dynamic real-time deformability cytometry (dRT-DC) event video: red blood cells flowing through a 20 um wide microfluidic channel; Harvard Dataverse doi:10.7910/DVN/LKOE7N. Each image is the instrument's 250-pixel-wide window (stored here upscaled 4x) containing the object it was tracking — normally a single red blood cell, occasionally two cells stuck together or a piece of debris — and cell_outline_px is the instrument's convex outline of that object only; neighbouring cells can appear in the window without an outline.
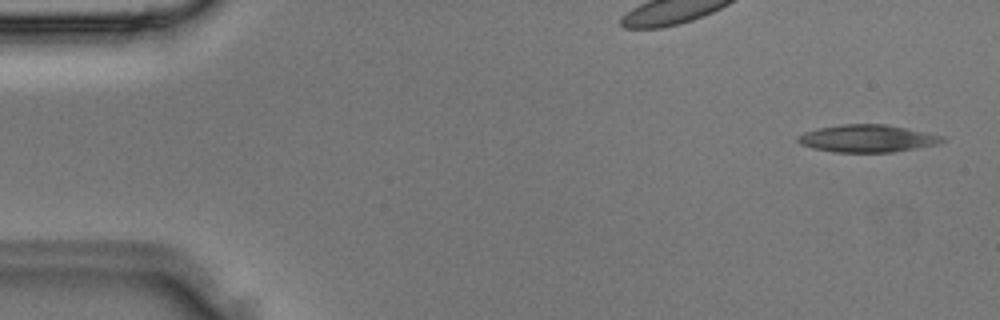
{"species": "Egyptian fruit bat (a non-hibernating species)", "species_latin": "Rousettus aegyptiacus", "temperature_condition": "room temperature", "stored_images_in_passage": 4, "camera_frame_rate_fps": 3000, "um_per_image_px": 0.085, "animal": {"sex": "male"}, "frame": {"image": 1, "passage_image": 4, "time_ms": 1.0, "image_size_px": [1000, 320], "cell_outline_px": [[948, 140], [940, 144], [892, 152], [836, 152], [812, 148], [800, 144], [796, 140], [796, 136], [804, 132], [816, 128], [840, 124], [888, 124], [928, 132], [944, 136]], "centroid_in_image_um": [73.75, 11.76], "position_along_channel_um": 11.3, "area_um2": 23.47}}